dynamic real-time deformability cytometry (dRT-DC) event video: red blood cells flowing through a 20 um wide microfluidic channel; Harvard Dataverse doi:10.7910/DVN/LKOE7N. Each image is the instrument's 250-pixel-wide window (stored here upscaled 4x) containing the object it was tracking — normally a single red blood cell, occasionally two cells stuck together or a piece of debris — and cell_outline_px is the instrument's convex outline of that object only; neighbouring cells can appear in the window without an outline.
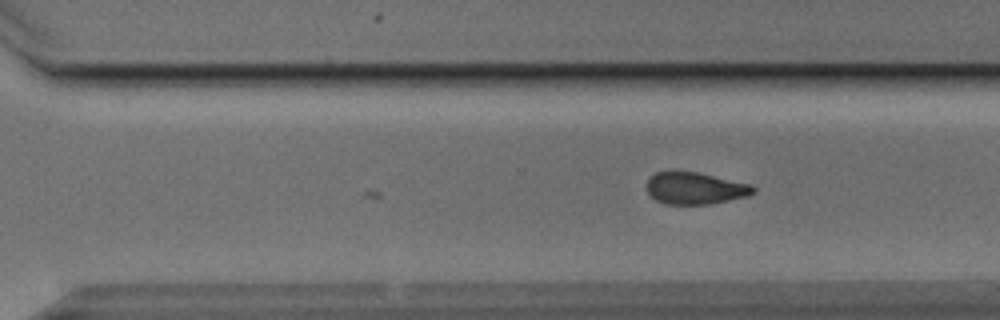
{"species": "Egyptian fruit bat (a non-hibernating species)", "species_latin": "Rousettus aegyptiacus", "temperature_condition": "cold", "stored_images_in_passage": 24, "camera_frame_rate_fps": 3000, "um_per_image_px": 0.085, "animal": {"sex": "male"}, "frame": {"image": 1, "passage_image": 24, "time_ms": 7.667, "image_size_px": [1000, 320], "cell_outline_px": [[756, 188], [752, 192], [744, 196], [728, 200], [708, 204], [664, 204], [656, 200], [648, 192], [648, 180], [656, 172], [668, 168], [676, 168], [696, 172], [752, 184]], "centroid_in_image_um": [59.02, 15.95], "position_along_channel_um": 311.6, "area_um2": 20.06}}